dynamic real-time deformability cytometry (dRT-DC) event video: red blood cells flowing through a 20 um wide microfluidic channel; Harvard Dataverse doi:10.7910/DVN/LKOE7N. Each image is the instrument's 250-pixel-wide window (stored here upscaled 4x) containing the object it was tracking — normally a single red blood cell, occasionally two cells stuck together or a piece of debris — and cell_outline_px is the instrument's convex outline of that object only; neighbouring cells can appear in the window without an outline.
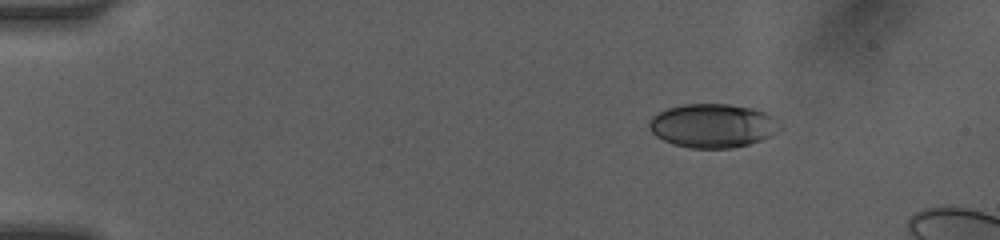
{"species": "human", "species_latin": "Homo sapiens", "temperature_condition": "room temperature", "stored_images_in_passage": 10, "camera_frame_rate_fps": 3000, "um_per_image_px": 0.085, "donor": {"sex": "female"}, "frame": {"image": 1, "passage_image": 1, "time_ms": 0.0, "image_size_px": [1000, 240], "cell_outline_px": [[784, 128], [760, 140], [748, 144], [732, 148], [688, 148], [672, 144], [656, 136], [648, 128], [648, 120], [652, 116], [668, 108], [684, 104], [728, 104], [752, 108], [764, 112], [772, 116], [784, 124]], "centroid_in_image_um": [60.59, 10.68], "position_along_channel_um": 24.4, "area_um2": 33.58}}